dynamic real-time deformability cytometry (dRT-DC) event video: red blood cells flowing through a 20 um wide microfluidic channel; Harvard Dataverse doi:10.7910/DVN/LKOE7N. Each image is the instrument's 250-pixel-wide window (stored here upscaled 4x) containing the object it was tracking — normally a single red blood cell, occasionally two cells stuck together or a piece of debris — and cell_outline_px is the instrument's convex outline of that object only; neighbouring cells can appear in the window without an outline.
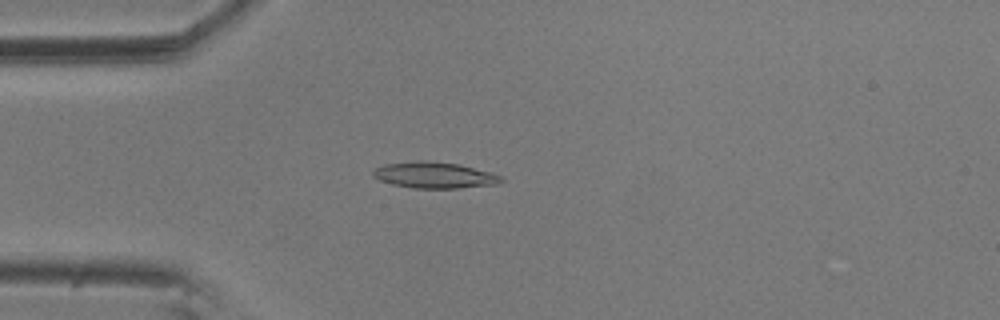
{"species": "common noctule bat (a hibernating species)", "species_latin": "Nyctalus noctula", "temperature_condition": "room temperature", "stored_images_in_passage": 3, "camera_frame_rate_fps": 3000, "um_per_image_px": 0.085, "animal": {"sex": "male", "body_mass_g": 20.5, "forearm_length_mm": 52.5}, "frame": {"image": 1, "passage_image": 3, "time_ms": 0.667, "image_size_px": [1000, 320], "cell_outline_px": [[504, 180], [496, 184], [456, 188], [416, 188], [392, 184], [380, 180], [372, 176], [372, 172], [376, 168], [384, 164], [416, 160], [424, 160], [460, 164], [488, 172], [500, 176]], "centroid_in_image_um": [36.87, 14.87], "position_along_channel_um": 48.1, "area_um2": 19.36}}